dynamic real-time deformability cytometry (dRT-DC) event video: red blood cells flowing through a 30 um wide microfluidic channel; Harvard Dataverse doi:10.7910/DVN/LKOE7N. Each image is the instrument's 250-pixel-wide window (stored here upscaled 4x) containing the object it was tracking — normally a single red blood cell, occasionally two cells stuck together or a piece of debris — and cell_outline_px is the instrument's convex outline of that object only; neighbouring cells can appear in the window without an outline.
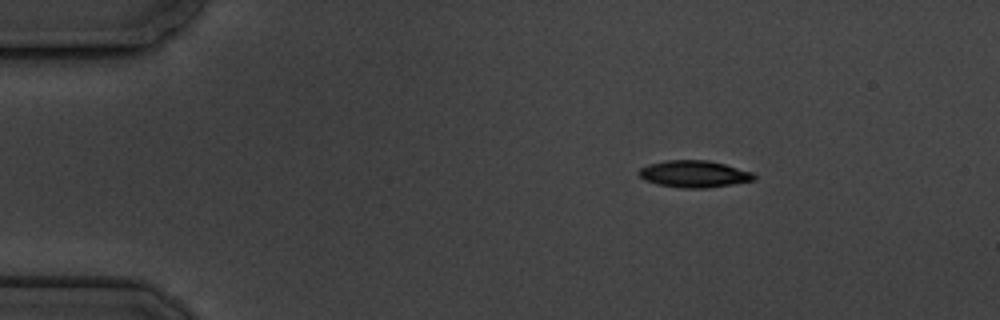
{"species": "common noctule bat (a hibernating species)", "species_latin": "Nyctalus noctula", "temperature_condition": "cold", "stored_images_in_passage": 5, "camera_frame_rate_fps": 3000, "um_per_image_px": 0.085, "animal": {"sex": "male", "body_mass_g": 19.5, "forearm_length_mm": 54.6}, "frame": {"image": 1, "passage_image": 1, "time_ms": 0.0, "image_size_px": [1000, 320], "cell_outline_px": [[756, 180], [708, 188], [680, 188], [660, 184], [644, 180], [636, 172], [640, 168], [648, 164], [668, 160], [708, 160], [724, 164], [752, 172], [756, 176]], "centroid_in_image_um": [58.99, 14.79], "position_along_channel_um": 26.0, "area_um2": 18.03}}
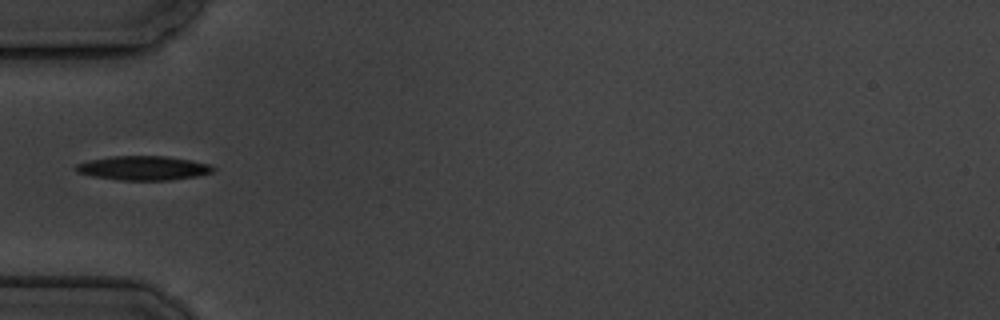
{"frame": {"image": 2, "passage_image": 4, "time_ms": 3.333, "image_size_px": [1000, 320], "cell_outline_px": [[216, 168], [212, 172], [196, 176], [168, 180], [120, 180], [92, 176], [76, 172], [72, 168], [76, 164], [92, 160], [112, 156], [168, 156], [192, 160], [212, 164]], "centroid_in_image_um": [12.2, 14.28], "position_along_channel_um": 72.8, "area_um2": 19.42}}